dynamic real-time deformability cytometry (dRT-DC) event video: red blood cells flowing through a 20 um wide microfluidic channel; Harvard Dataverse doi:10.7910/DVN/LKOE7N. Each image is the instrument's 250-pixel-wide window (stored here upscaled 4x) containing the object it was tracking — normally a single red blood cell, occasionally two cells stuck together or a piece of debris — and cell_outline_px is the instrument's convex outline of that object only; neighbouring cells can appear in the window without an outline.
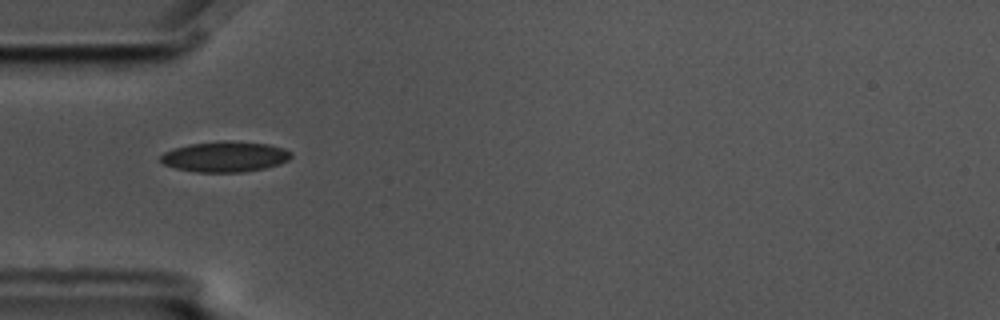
{"species": "common noctule bat (a hibernating species)", "species_latin": "Nyctalus noctula", "temperature_condition": "cold", "stored_images_in_passage": 10, "camera_frame_rate_fps": 3000, "um_per_image_px": 0.085, "animal": {"sex": "male", "body_mass_g": 17.5, "forearm_length_mm": 52.3}, "frame": {"image": 1, "passage_image": 4, "time_ms": 1.0, "image_size_px": [1000, 320], "cell_outline_px": [[292, 156], [288, 160], [280, 164], [264, 168], [244, 172], [196, 172], [176, 168], [164, 164], [160, 160], [160, 156], [164, 152], [172, 148], [188, 144], [224, 140], [232, 140], [268, 144], [284, 148], [292, 152]], "centroid_in_image_um": [19.13, 13.3], "position_along_channel_um": 65.9, "area_um2": 23.47}}
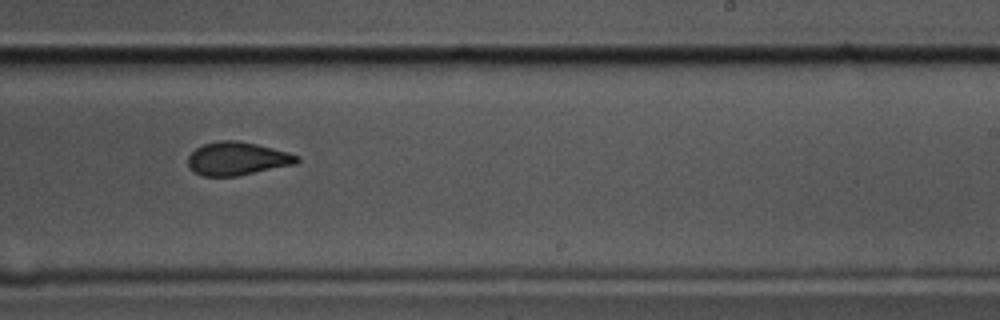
{"frame": {"image": 2, "passage_image": 9, "time_ms": 2.667, "image_size_px": [1000, 320], "cell_outline_px": [[300, 160], [296, 164], [236, 176], [204, 176], [196, 172], [188, 164], [188, 156], [196, 148], [204, 144], [220, 140], [236, 140], [256, 144], [288, 152], [300, 156]], "centroid_in_image_um": [20.19, 13.48], "position_along_channel_um": 268.8, "area_um2": 20.92}}
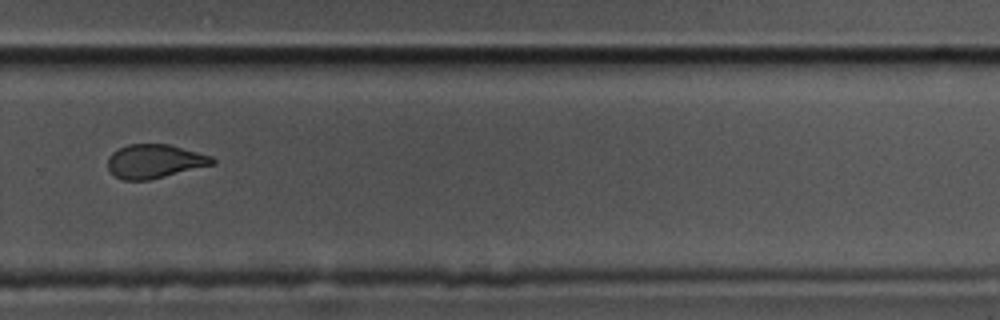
{"frame": {"image": 3, "passage_image": 10, "time_ms": 3.0, "image_size_px": [1000, 320], "cell_outline_px": [[216, 164], [148, 180], [124, 180], [116, 176], [108, 168], [108, 156], [112, 152], [128, 144], [168, 144], [212, 156], [216, 160]], "centroid_in_image_um": [13.16, 13.7], "position_along_channel_um": 316.6, "area_um2": 20.52}}